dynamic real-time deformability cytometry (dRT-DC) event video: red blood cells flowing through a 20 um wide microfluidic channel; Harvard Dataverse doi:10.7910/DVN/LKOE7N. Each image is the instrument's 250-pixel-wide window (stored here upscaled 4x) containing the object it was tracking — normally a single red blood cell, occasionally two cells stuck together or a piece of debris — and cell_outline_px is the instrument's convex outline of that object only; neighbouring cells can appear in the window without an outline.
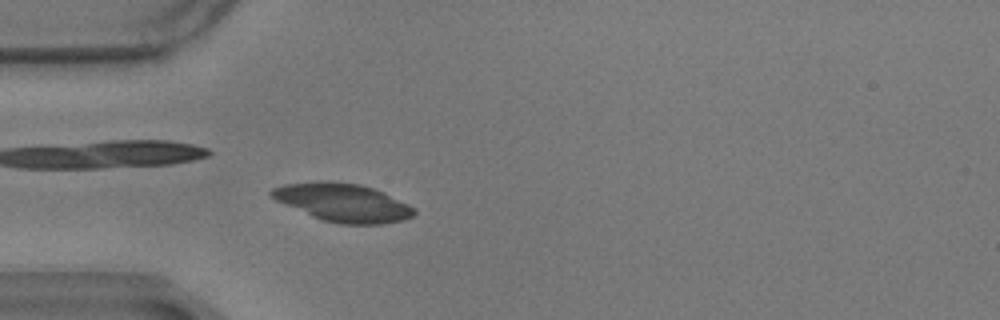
{"species": "common noctule bat (a hibernating species)", "species_latin": "Nyctalus noctula", "temperature_condition": "warm", "stored_images_in_passage": 48, "camera_frame_rate_fps": 3000, "um_per_image_px": 0.085, "animal": {"sex": "male", "body_mass_g": 17.9}, "frame": {"image": 1, "passage_image": 7, "time_ms": 2.0, "image_size_px": [1000, 320], "cell_outline_px": [[416, 212], [412, 216], [404, 220], [380, 224], [340, 224], [324, 220], [312, 216], [276, 200], [268, 196], [268, 192], [272, 188], [284, 184], [320, 180], [360, 184], [372, 188], [408, 204]], "centroid_in_image_um": [29.09, 17.21], "position_along_channel_um": 55.9, "area_um2": 31.44}}
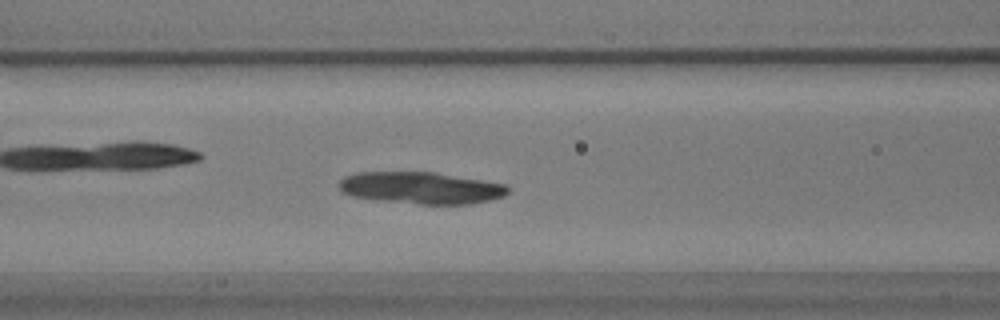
{"frame": {"image": 2, "passage_image": 14, "time_ms": 4.333, "image_size_px": [1000, 320], "cell_outline_px": [[508, 192], [504, 196], [492, 200], [472, 204], [420, 204], [376, 200], [352, 196], [344, 192], [340, 188], [340, 180], [344, 176], [356, 172], [436, 172], [504, 184], [508, 188]], "centroid_in_image_um": [35.79, 15.97], "position_along_channel_um": 130.8, "area_um2": 31.39}}
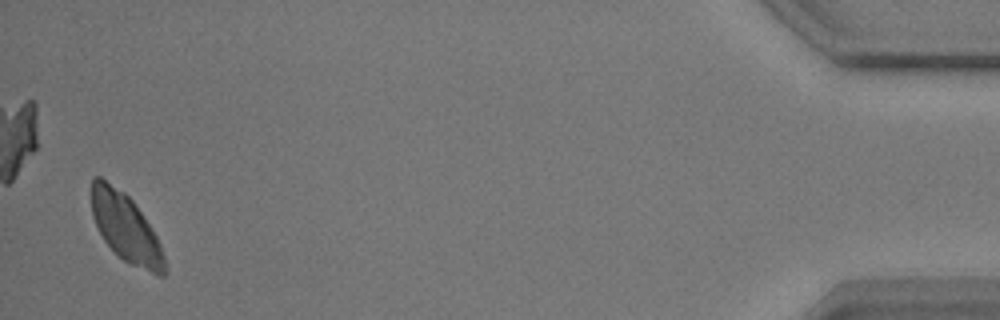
{"frame": {"image": 3, "passage_image": 47, "time_ms": 15.333, "image_size_px": [1000, 320], "cell_outline_px": [[164, 276], [156, 276], [124, 260], [104, 240], [92, 216], [88, 192], [92, 176], [100, 176], [124, 192], [132, 200], [156, 236], [160, 244], [164, 256]], "centroid_in_image_um": [10.61, 19.29], "position_along_channel_um": 424.6, "area_um2": 29.02}}